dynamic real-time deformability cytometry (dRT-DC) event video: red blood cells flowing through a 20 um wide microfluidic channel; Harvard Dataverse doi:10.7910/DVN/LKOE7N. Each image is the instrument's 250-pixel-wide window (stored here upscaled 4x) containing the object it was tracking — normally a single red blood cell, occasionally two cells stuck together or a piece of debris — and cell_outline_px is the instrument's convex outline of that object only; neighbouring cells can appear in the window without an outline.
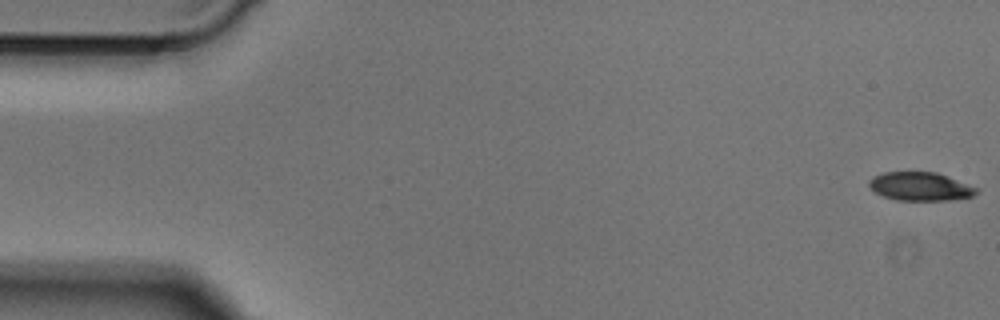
{"species": "Egyptian fruit bat (a non-hibernating species)", "species_latin": "Rousettus aegyptiacus", "temperature_condition": "cold", "stored_images_in_passage": 45, "camera_frame_rate_fps": 3000, "um_per_image_px": 0.085, "animal": {"sex": "male"}, "frame": {"image": 1, "passage_image": 1, "time_ms": 0.0, "image_size_px": [1000, 320], "cell_outline_px": [[980, 188], [972, 196], [948, 200], [896, 200], [884, 196], [876, 192], [868, 184], [868, 180], [872, 176], [884, 172], [936, 172], [948, 176]], "centroid_in_image_um": [78.23, 15.84], "position_along_channel_um": 6.8, "area_um2": 17.8}}
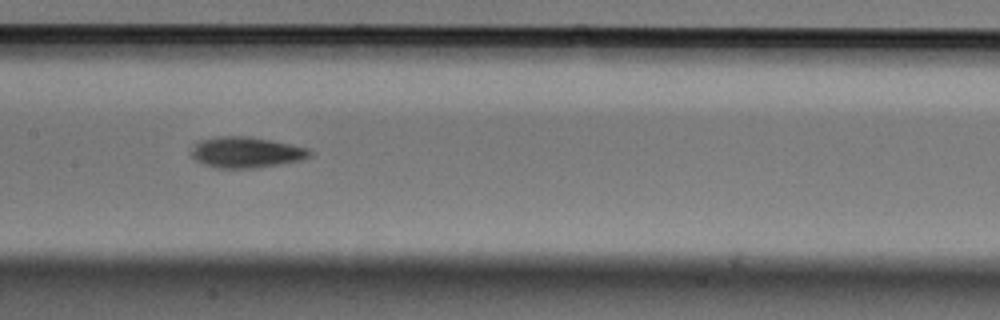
{"frame": {"image": 2, "passage_image": 24, "time_ms": 7.667, "image_size_px": [1000, 320], "cell_outline_px": [[312, 156], [300, 160], [252, 168], [220, 168], [204, 164], [196, 160], [192, 156], [192, 148], [200, 140], [216, 136], [252, 136], [272, 140], [308, 148], [312, 152]], "centroid_in_image_um": [20.93, 12.93], "position_along_channel_um": 186.5, "area_um2": 21.15}}
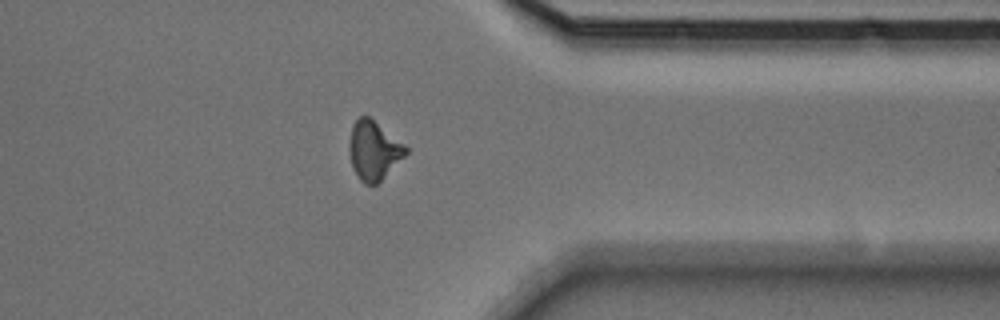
{"frame": {"image": 3, "passage_image": 39, "time_ms": 12.667, "image_size_px": [1000, 320], "cell_outline_px": [[408, 152], [376, 184], [364, 184], [360, 180], [352, 168], [348, 148], [348, 144], [352, 124], [360, 116], [368, 116], [404, 144], [408, 148]], "centroid_in_image_um": [31.72, 12.78], "position_along_channel_um": 379.7, "area_um2": 19.13}}